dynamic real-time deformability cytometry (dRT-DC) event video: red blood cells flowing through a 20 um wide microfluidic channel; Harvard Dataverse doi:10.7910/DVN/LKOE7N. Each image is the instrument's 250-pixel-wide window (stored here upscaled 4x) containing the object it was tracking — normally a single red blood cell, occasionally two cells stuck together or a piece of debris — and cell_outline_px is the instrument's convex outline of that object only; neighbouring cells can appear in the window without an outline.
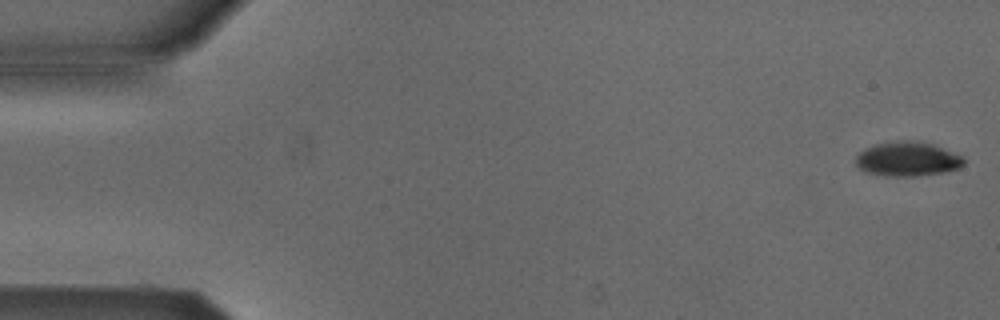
{"species": "Egyptian fruit bat (a non-hibernating species)", "species_latin": "Rousettus aegyptiacus", "temperature_condition": "cold", "stored_images_in_passage": 5, "camera_frame_rate_fps": 3000, "um_per_image_px": 0.085, "animal": {"sex": "male"}, "frame": {"image": 1, "passage_image": 1, "time_ms": 0.0, "image_size_px": [1000, 320], "cell_outline_px": [[964, 164], [960, 168], [944, 172], [916, 176], [884, 176], [868, 172], [860, 168], [856, 164], [856, 156], [864, 148], [876, 144], [900, 140], [908, 140], [936, 144], [960, 156], [964, 160]], "centroid_in_image_um": [77.14, 13.51], "position_along_channel_um": 7.9, "area_um2": 21.62}}
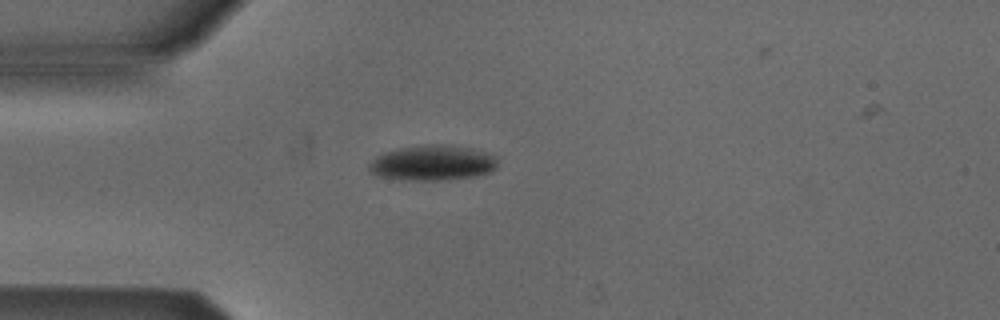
{"frame": {"image": 2, "passage_image": 4, "time_ms": 4.333, "image_size_px": [1000, 320], "cell_outline_px": [[496, 168], [488, 172], [472, 176], [440, 180], [408, 180], [376, 176], [368, 172], [368, 164], [376, 156], [400, 148], [428, 144], [444, 144], [472, 148], [488, 152], [496, 156]], "centroid_in_image_um": [36.74, 13.84], "position_along_channel_um": 48.3, "area_um2": 26.36}}